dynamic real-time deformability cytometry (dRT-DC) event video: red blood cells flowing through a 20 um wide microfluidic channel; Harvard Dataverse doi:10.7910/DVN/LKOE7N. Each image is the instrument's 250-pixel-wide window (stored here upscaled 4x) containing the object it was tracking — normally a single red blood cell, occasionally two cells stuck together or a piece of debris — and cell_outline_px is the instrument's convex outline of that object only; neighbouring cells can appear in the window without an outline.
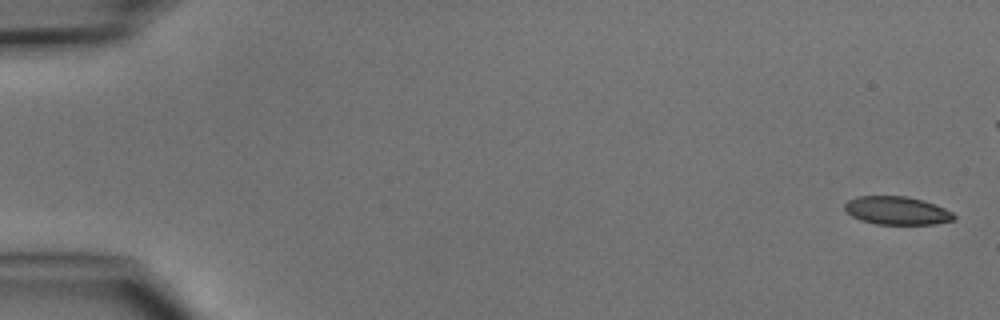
{"species": "common noctule bat (a hibernating species)", "species_latin": "Nyctalus noctula", "temperature_condition": "cold", "stored_images_in_passage": 6, "camera_frame_rate_fps": 3000, "um_per_image_px": 0.085, "animal": {"sex": "male", "body_mass_g": 15.6}, "frame": {"image": 1, "passage_image": 1, "time_ms": 0.0, "image_size_px": [1000, 320], "cell_outline_px": [[956, 220], [936, 224], [876, 224], [860, 220], [852, 216], [844, 208], [844, 204], [848, 200], [856, 196], [908, 196], [936, 204], [952, 212], [956, 216]], "centroid_in_image_um": [76.26, 17.9], "position_along_channel_um": 8.7, "area_um2": 18.09}}
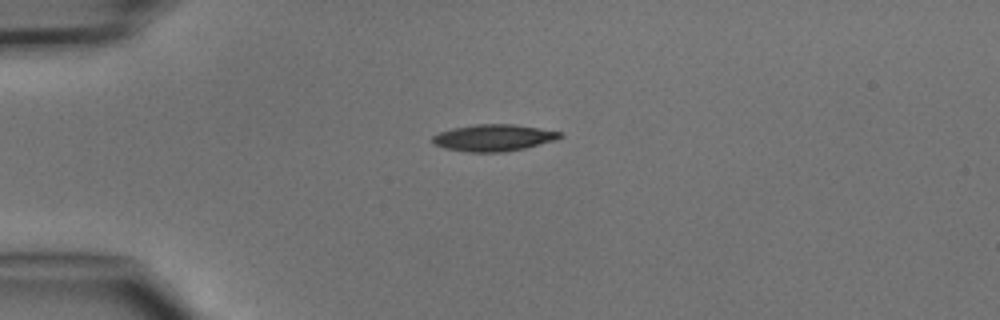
{"frame": {"image": 2, "passage_image": 6, "time_ms": 5.667, "image_size_px": [1000, 320], "cell_outline_px": [[564, 136], [556, 140], [524, 148], [504, 152], [468, 152], [444, 148], [432, 144], [432, 136], [440, 132], [452, 128], [476, 124], [512, 124], [540, 128], [560, 132]], "centroid_in_image_um": [41.94, 11.71], "position_along_channel_um": 43.1, "area_um2": 19.88}}